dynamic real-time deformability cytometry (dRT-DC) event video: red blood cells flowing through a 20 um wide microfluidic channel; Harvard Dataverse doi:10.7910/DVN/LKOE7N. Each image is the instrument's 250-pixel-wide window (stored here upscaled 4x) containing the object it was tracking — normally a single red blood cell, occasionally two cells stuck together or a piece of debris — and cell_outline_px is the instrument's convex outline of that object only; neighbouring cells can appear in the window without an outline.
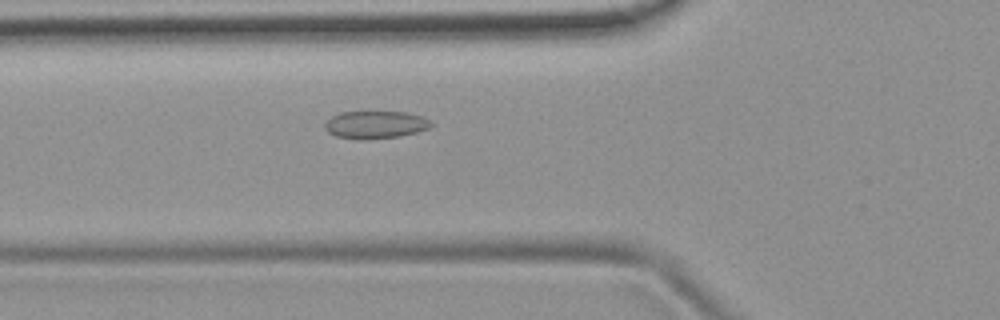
{"species": "common noctule bat (a hibernating species)", "species_latin": "Nyctalus noctula", "temperature_condition": "room temperature", "stored_images_in_passage": 36, "camera_frame_rate_fps": 3000, "um_per_image_px": 0.085, "animal": {"sex": "female", "body_mass_g": 19.9}, "frame": {"image": 1, "passage_image": 3, "time_ms": 0.667, "image_size_px": [1000, 320], "cell_outline_px": [[436, 124], [428, 128], [416, 132], [400, 136], [360, 140], [336, 136], [328, 132], [324, 128], [324, 124], [332, 116], [340, 112], [404, 112], [420, 116]], "centroid_in_image_um": [31.89, 10.6], "position_along_channel_um": 93.9, "area_um2": 16.99}}
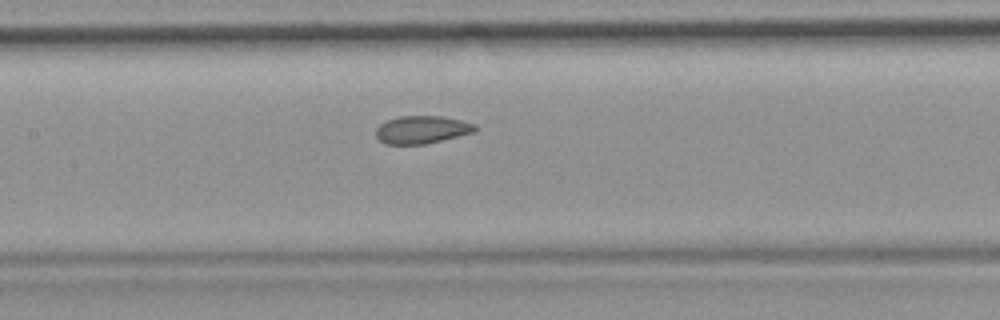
{"frame": {"image": 2, "passage_image": 9, "time_ms": 2.667, "image_size_px": [1000, 320], "cell_outline_px": [[480, 128], [476, 132], [424, 144], [384, 144], [376, 136], [376, 128], [380, 124], [388, 120], [400, 116], [444, 116], [476, 124]], "centroid_in_image_um": [35.9, 11.02], "position_along_channel_um": 171.5, "area_um2": 16.13}}
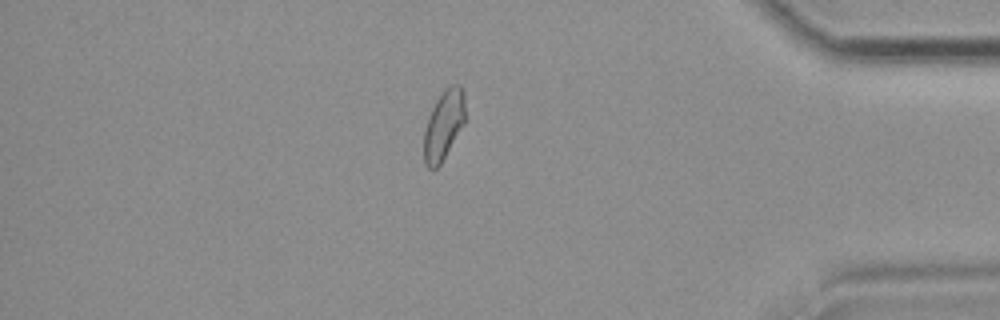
{"frame": {"image": 3, "passage_image": 29, "time_ms": 9.333, "image_size_px": [1000, 320], "cell_outline_px": [[464, 124], [440, 164], [436, 168], [428, 168], [424, 164], [424, 128], [428, 116], [436, 100], [444, 88], [452, 84], [460, 84], [464, 92]], "centroid_in_image_um": [37.7, 10.6], "position_along_channel_um": 397.5, "area_um2": 16.7}, "authors_computed_cell_mechanics": {"area_um2": 16.6753, "velocity_mm_per_s": 3.8745, "shape_relaxation_time_tau1_ms": null, "shape_relaxation_time_tau2_ms": 1.7926, "deformation_change_tau1": null, "deformation_change_tau2": 0.0709}}